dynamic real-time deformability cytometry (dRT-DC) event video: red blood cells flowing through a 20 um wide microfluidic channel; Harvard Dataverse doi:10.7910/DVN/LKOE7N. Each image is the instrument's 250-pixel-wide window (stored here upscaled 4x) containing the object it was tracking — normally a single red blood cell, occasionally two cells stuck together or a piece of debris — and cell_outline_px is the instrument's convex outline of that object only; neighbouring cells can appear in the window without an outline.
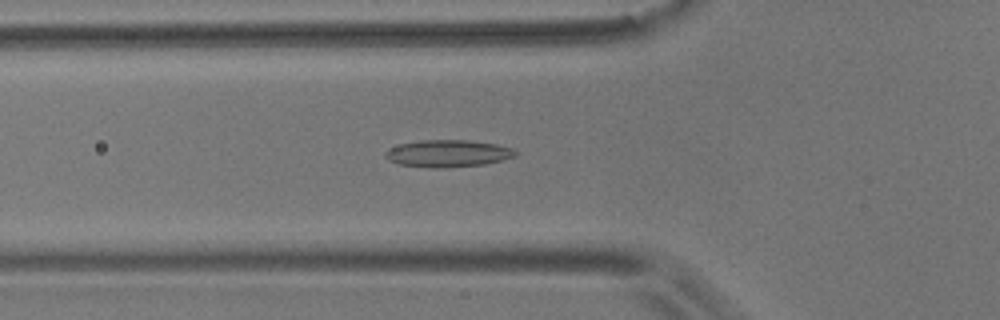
{"species": "common noctule bat (a hibernating species)", "species_latin": "Nyctalus noctula", "temperature_condition": "room temperature", "stored_images_in_passage": 54, "camera_frame_rate_fps": 3000, "um_per_image_px": 0.085, "animal": {"sex": "male", "body_mass_g": 17.9}, "frame": {"image": 1, "passage_image": 18, "time_ms": 5.667, "image_size_px": [1000, 320], "cell_outline_px": [[520, 152], [516, 156], [504, 160], [484, 164], [444, 168], [436, 168], [400, 164], [388, 160], [384, 156], [384, 152], [400, 144], [420, 140], [468, 140], [496, 144], [512, 148]], "centroid_in_image_um": [38.12, 13.04], "position_along_channel_um": 87.7, "area_um2": 20.58}}
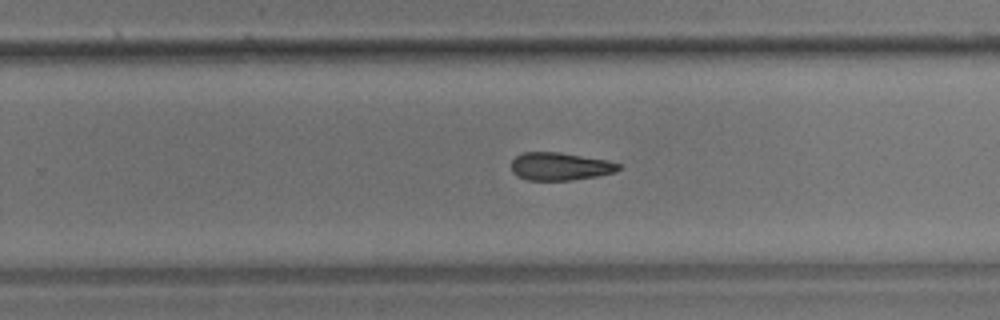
{"frame": {"image": 2, "passage_image": 34, "time_ms": 11.0, "image_size_px": [1000, 320], "cell_outline_px": [[620, 168], [616, 172], [596, 176], [572, 180], [528, 180], [516, 176], [512, 172], [512, 160], [516, 156], [524, 152], [560, 152], [608, 160], [620, 164]], "centroid_in_image_um": [47.6, 14.14], "position_along_channel_um": 282.2, "area_um2": 17.46}}
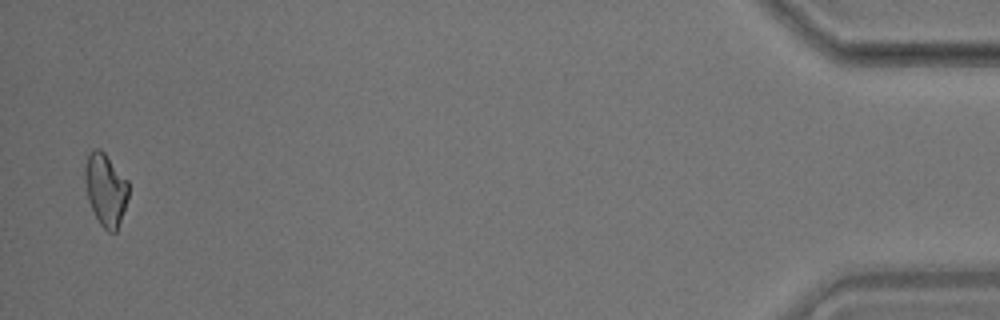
{"frame": {"image": 3, "passage_image": 53, "time_ms": 17.333, "image_size_px": [1000, 320], "cell_outline_px": [[128, 196], [116, 232], [108, 232], [100, 224], [88, 200], [84, 180], [84, 168], [88, 156], [92, 148], [100, 148], [104, 152], [128, 180]], "centroid_in_image_um": [8.96, 16.08], "position_along_channel_um": 426.2, "area_um2": 18.26}, "authors_computed_cell_mechanics": {"area_um2": 18.6405, "velocity_mm_per_s": 3.6384, "shape_relaxation_time_tau1_ms": 8.9867, "shape_relaxation_time_tau2_ms": null, "deformation_change_tau1": 0.164, "deformation_change_tau2": null}}